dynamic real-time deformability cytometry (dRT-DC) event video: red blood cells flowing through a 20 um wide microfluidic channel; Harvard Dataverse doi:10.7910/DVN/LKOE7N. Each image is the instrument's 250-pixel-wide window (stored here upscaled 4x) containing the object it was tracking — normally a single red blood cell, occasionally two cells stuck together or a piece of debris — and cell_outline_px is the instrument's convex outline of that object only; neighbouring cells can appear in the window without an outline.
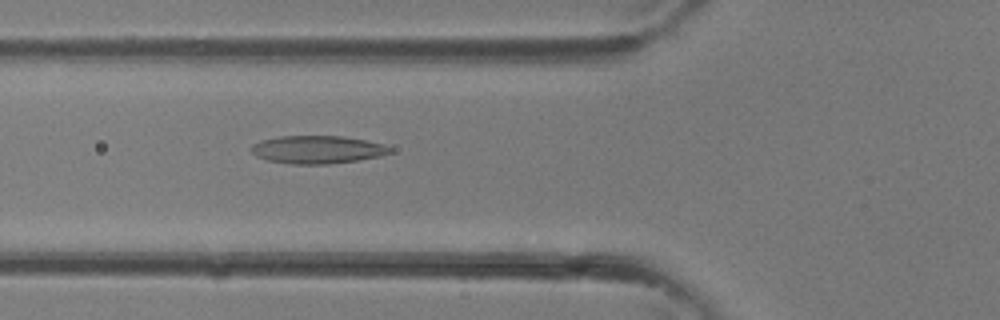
{"species": "common noctule bat (a hibernating species)", "species_latin": "Nyctalus noctula", "temperature_condition": "room temperature", "stored_images_in_passage": 21, "camera_frame_rate_fps": 3000, "um_per_image_px": 0.085, "animal": {"sex": "female"}, "frame": {"image": 1, "passage_image": 8, "time_ms": 2.333, "image_size_px": [1000, 320], "cell_outline_px": [[392, 152], [380, 156], [356, 160], [328, 164], [292, 164], [268, 160], [256, 156], [252, 152], [252, 144], [260, 140], [280, 136], [344, 136], [384, 144], [392, 148]], "centroid_in_image_um": [26.98, 12.71], "position_along_channel_um": 98.8, "area_um2": 22.48}}
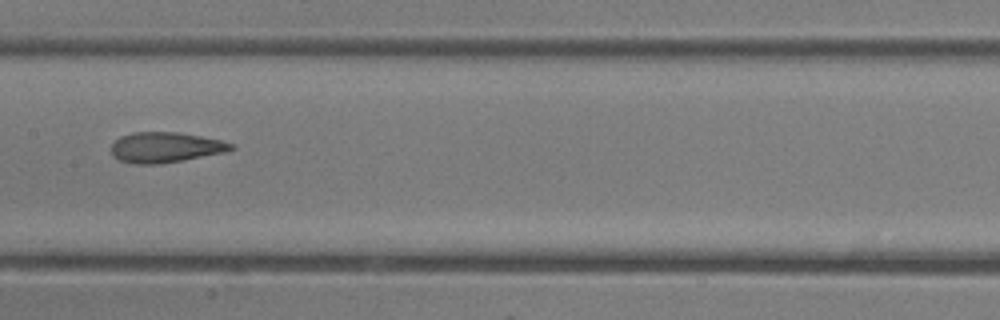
{"frame": {"image": 2, "passage_image": 13, "time_ms": 4.0, "image_size_px": [1000, 320], "cell_outline_px": [[236, 148], [224, 152], [184, 160], [160, 164], [132, 164], [120, 160], [112, 156], [112, 144], [120, 136], [132, 132], [180, 132], [220, 140], [232, 144]], "centroid_in_image_um": [14.03, 12.53], "position_along_channel_um": 193.4, "area_um2": 21.21}}
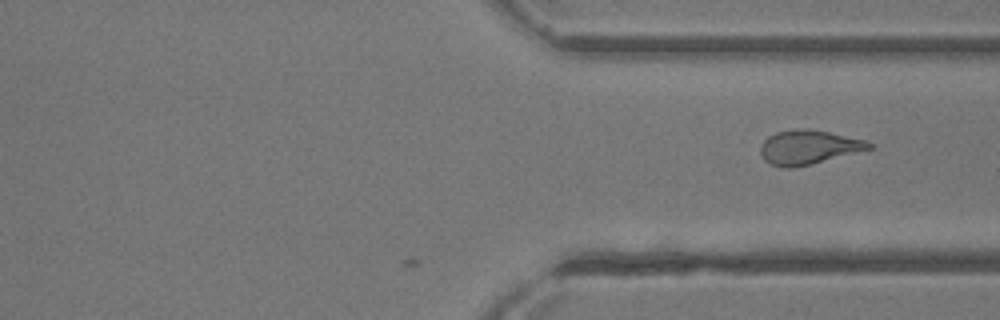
{"frame": {"image": 3, "passage_image": 21, "time_ms": 6.667, "image_size_px": [1000, 320], "cell_outline_px": [[872, 148], [812, 164], [792, 168], [784, 168], [768, 164], [760, 156], [760, 144], [768, 136], [776, 132], [800, 128], [804, 128], [828, 132], [864, 140], [872, 144]], "centroid_in_image_um": [68.64, 12.53], "position_along_channel_um": 342.8, "area_um2": 21.56}}